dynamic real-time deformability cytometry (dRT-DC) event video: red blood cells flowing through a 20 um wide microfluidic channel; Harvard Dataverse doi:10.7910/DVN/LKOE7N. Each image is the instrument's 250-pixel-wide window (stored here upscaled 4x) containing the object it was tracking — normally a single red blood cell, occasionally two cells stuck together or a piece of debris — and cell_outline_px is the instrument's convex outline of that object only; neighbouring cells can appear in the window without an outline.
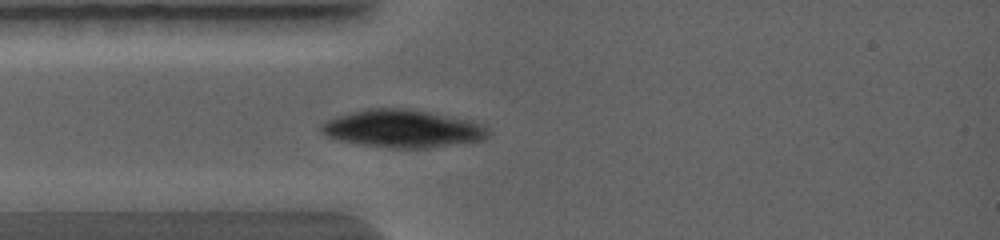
{"species": "common noctule bat (a hibernating species)", "species_latin": "Nyctalus noctula", "temperature_condition": "warm", "stored_images_in_passage": 1, "camera_frame_rate_fps": 5000, "um_per_image_px": 0.085, "animal": {"sex": "female", "body_mass_g": 19.0, "forearm_length_mm": 56.7}, "frame": {"image": 1, "passage_image": 1, "time_ms": 0.0, "image_size_px": [1000, 240], "cell_outline_px": [[480, 136], [476, 140], [428, 148], [388, 148], [364, 144], [328, 136], [324, 132], [324, 124], [340, 116], [364, 108], [404, 108], [424, 112], [472, 124], [480, 132]], "centroid_in_image_um": [33.99, 10.94], "position_along_channel_um": 51.0, "area_um2": 33.58}}